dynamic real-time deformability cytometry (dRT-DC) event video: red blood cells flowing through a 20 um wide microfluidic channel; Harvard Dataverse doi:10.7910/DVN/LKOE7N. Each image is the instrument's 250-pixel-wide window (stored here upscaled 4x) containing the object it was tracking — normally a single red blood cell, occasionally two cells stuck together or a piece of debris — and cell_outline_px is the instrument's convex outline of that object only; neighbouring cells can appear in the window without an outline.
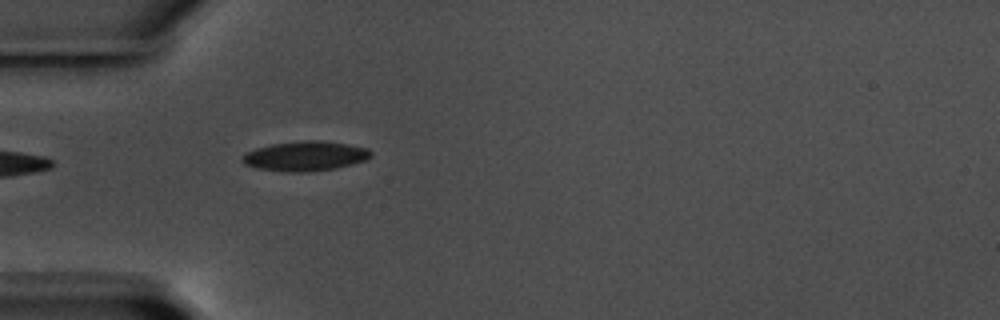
{"species": "common noctule bat (a hibernating species)", "species_latin": "Nyctalus noctula", "temperature_condition": "warm", "stored_images_in_passage": 4, "camera_frame_rate_fps": 3000, "um_per_image_px": 0.085, "animal": {"sex": "male", "body_mass_g": 17.5, "forearm_length_mm": 52.3}, "frame": {"image": 1, "passage_image": 1, "time_ms": 0.0, "image_size_px": [1000, 320], "cell_outline_px": [[372, 156], [364, 160], [352, 164], [336, 168], [308, 172], [288, 172], [256, 168], [244, 164], [240, 160], [240, 156], [256, 148], [272, 144], [304, 140], [320, 140], [348, 144], [368, 148], [372, 152]], "centroid_in_image_um": [25.93, 13.26], "position_along_channel_um": 59.1, "area_um2": 22.37}}